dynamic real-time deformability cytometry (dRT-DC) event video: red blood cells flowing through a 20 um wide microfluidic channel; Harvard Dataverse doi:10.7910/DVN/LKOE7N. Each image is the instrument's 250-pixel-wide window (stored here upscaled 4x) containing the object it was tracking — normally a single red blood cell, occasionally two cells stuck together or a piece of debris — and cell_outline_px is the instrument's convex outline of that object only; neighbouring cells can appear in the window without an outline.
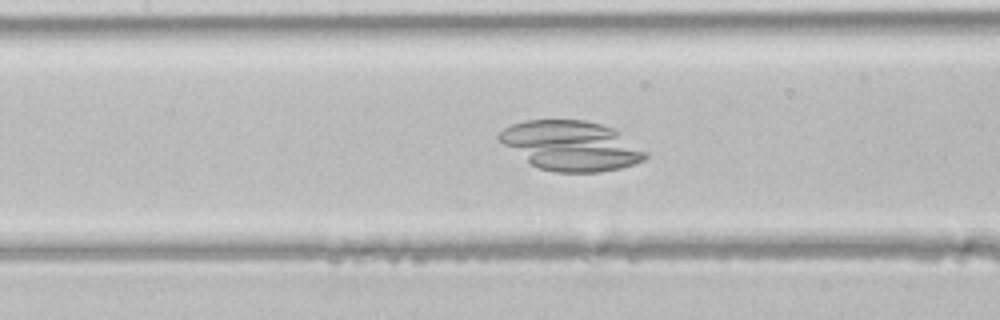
{"species": "common noctule bat (a hibernating species)", "species_latin": "Nyctalus noctula", "temperature_condition": "room temperature", "stored_images_in_passage": 43, "camera_frame_rate_fps": 3000, "um_per_image_px": 0.085, "animal": {"sex": "male", "body_mass_g": 21.5, "forearm_length_mm": 52.0}, "frame": {"image": 1, "passage_image": 19, "time_ms": 6.0, "image_size_px": [1000, 320], "cell_outline_px": [[648, 156], [644, 160], [620, 168], [600, 172], [556, 172], [540, 168], [532, 164], [504, 144], [496, 136], [504, 128], [512, 124], [524, 120], [584, 120], [600, 124], [612, 128], [620, 132], [648, 152]], "centroid_in_image_um": [48.58, 12.38], "position_along_channel_um": 158.8, "area_um2": 41.96}}
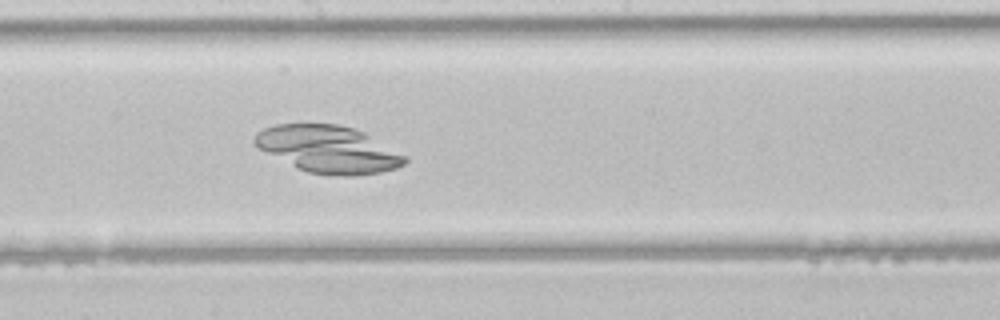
{"frame": {"image": 2, "passage_image": 23, "time_ms": 7.333, "image_size_px": [1000, 320], "cell_outline_px": [[408, 160], [404, 164], [396, 168], [380, 172], [352, 176], [340, 176], [308, 172], [296, 168], [260, 148], [252, 140], [256, 132], [264, 128], [276, 124], [336, 124], [352, 128], [364, 132], [408, 156]], "centroid_in_image_um": [27.94, 12.68], "position_along_channel_um": 220.3, "area_um2": 41.04}}
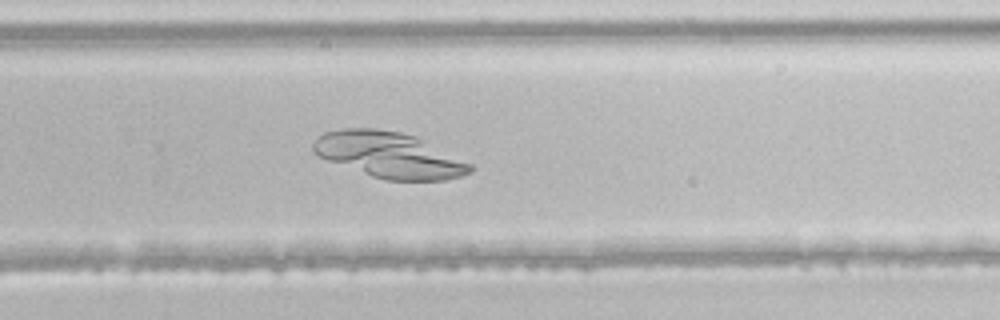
{"frame": {"image": 3, "passage_image": 28, "time_ms": 9.0, "image_size_px": [1000, 320], "cell_outline_px": [[476, 168], [472, 172], [460, 176], [444, 180], [384, 180], [372, 176], [328, 160], [312, 152], [312, 144], [324, 132], [344, 128], [376, 128], [400, 132], [416, 136], [472, 164]], "centroid_in_image_um": [33.1, 13.17], "position_along_channel_um": 296.7, "area_um2": 41.62}}